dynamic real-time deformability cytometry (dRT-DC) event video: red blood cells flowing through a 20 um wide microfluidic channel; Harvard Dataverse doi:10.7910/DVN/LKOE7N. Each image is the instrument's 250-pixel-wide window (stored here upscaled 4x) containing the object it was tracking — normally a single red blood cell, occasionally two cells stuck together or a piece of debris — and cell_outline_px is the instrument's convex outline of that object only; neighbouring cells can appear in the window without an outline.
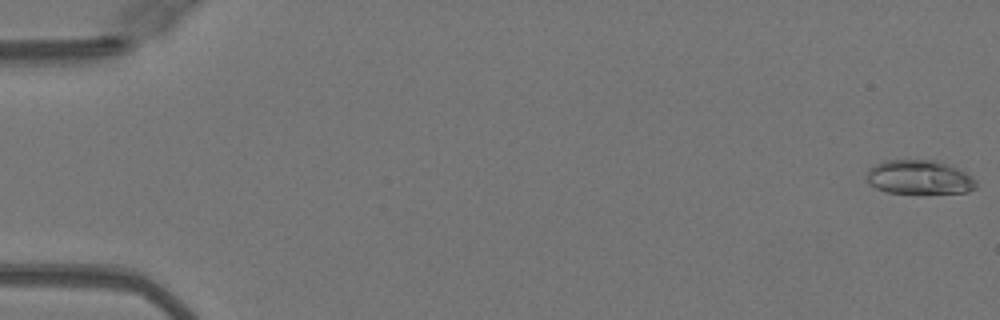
{"species": "Egyptian fruit bat (a non-hibernating species)", "species_latin": "Rousettus aegyptiacus", "temperature_condition": "warm", "stored_images_in_passage": 50, "camera_frame_rate_fps": 3000, "um_per_image_px": 0.085, "animal": {"sex": "female"}, "frame": {"image": 1, "passage_image": 1, "time_ms": 0.0, "image_size_px": [1000, 320], "cell_outline_px": [[976, 188], [968, 192], [888, 192], [876, 188], [868, 184], [864, 176], [868, 168], [884, 160], [936, 160], [956, 168], [972, 176], [976, 180]], "centroid_in_image_um": [78.08, 15.05], "position_along_channel_um": 6.9, "area_um2": 21.62}}
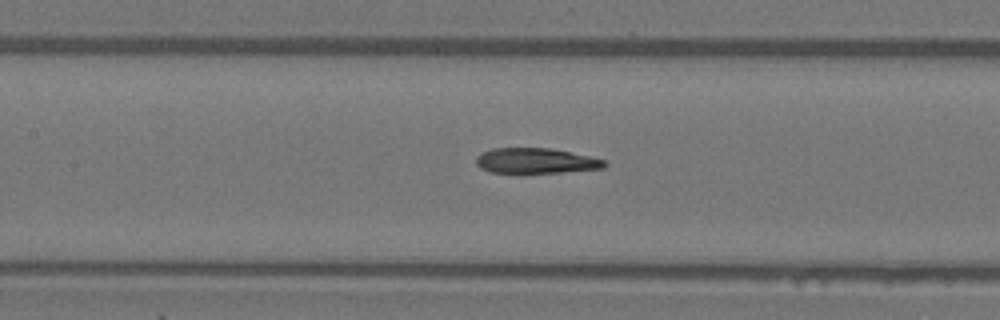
{"frame": {"image": 2, "passage_image": 24, "time_ms": 7.667, "image_size_px": [1000, 320], "cell_outline_px": [[608, 164], [604, 168], [560, 172], [492, 172], [480, 168], [476, 164], [476, 156], [492, 148], [552, 148], [588, 156], [604, 160]], "centroid_in_image_um": [45.54, 13.66], "position_along_channel_um": 161.9, "area_um2": 18.67}}
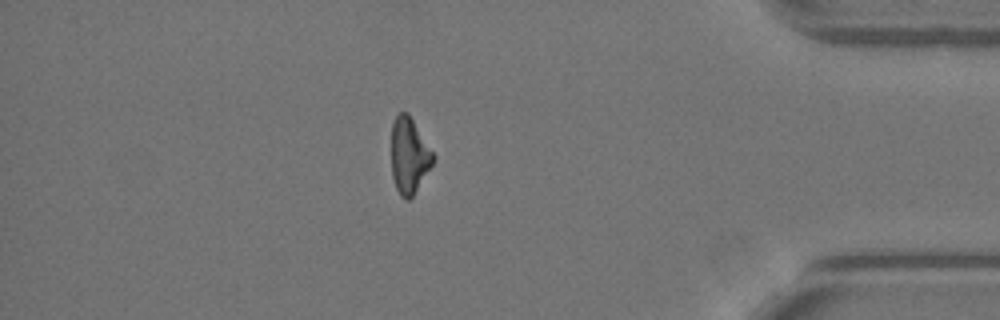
{"frame": {"image": 3, "passage_image": 44, "time_ms": 14.333, "image_size_px": [1000, 320], "cell_outline_px": [[432, 164], [412, 196], [408, 200], [404, 200], [400, 196], [396, 188], [392, 176], [392, 120], [400, 112], [408, 112], [432, 152]], "centroid_in_image_um": [34.73, 13.22], "position_along_channel_um": 400.5, "area_um2": 17.98}, "authors_computed_cell_mechanics": {"area_um2": 20.0277, "velocity_mm_per_s": 4.1025, "shape_relaxation_time_tau1_ms": 7.1342, "shape_relaxation_time_tau2_ms": 4.3508, "deformation_change_tau1": 0.2378, "deformation_change_tau2": 0.0976}}